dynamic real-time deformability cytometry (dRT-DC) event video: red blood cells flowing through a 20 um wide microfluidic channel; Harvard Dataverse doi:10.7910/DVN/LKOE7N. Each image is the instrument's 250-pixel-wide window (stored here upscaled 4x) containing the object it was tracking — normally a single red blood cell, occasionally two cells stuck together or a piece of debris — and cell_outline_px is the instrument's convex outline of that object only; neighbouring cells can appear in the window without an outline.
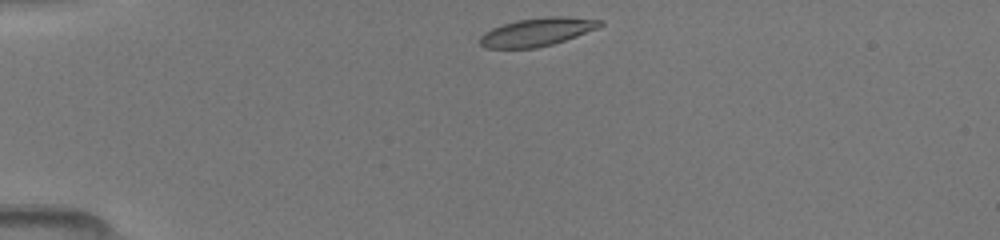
{"species": "common noctule bat (a hibernating species)", "species_latin": "Nyctalus noctula", "temperature_condition": "room temperature", "stored_images_in_passage": 2, "camera_frame_rate_fps": 3000, "um_per_image_px": 0.085, "animal": {"sex": "female", "body_mass_g": 19.5, "forearm_length_mm": 54.1}, "frame": {"image": 1, "passage_image": 1, "time_ms": 0.0, "image_size_px": [1000, 240], "cell_outline_px": [[604, 24], [596, 28], [576, 36], [552, 44], [536, 48], [488, 48], [480, 44], [480, 36], [484, 32], [492, 28], [516, 20], [548, 16], [568, 16], [600, 20]], "centroid_in_image_um": [45.64, 2.71], "position_along_channel_um": 39.4, "area_um2": 19.54}}